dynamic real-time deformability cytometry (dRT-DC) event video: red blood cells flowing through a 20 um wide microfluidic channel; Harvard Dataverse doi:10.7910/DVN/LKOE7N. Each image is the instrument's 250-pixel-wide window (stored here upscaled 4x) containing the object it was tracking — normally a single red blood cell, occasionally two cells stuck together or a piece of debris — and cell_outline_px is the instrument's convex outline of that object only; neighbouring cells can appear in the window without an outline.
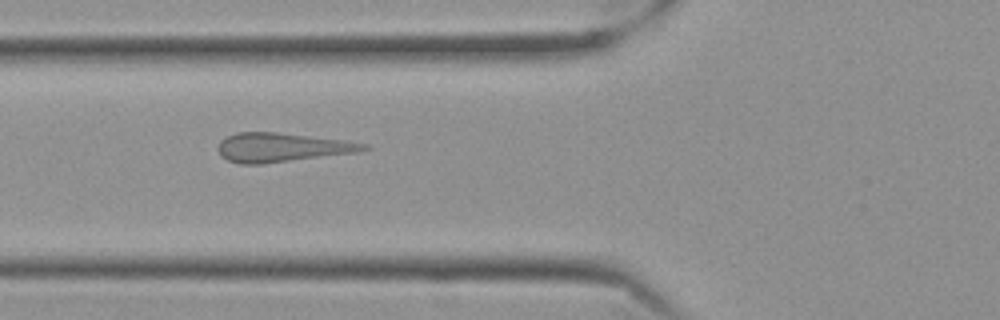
{"species": "Egyptian fruit bat (a non-hibernating species)", "species_latin": "Rousettus aegyptiacus", "temperature_condition": "cold", "stored_images_in_passage": 40, "camera_frame_rate_fps": 3000, "um_per_image_px": 0.085, "frame": {"image": 1, "passage_image": 5, "time_ms": 1.333, "image_size_px": [1000, 320], "cell_outline_px": [[372, 148], [356, 152], [264, 164], [240, 164], [228, 160], [220, 156], [216, 148], [220, 140], [236, 132], [276, 132], [348, 140], [368, 144]], "centroid_in_image_um": [23.94, 12.53], "position_along_channel_um": 101.9, "area_um2": 24.85}}
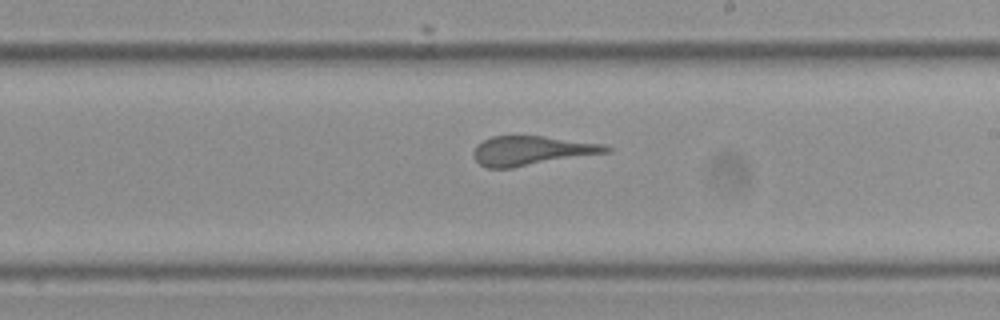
{"frame": {"image": 2, "passage_image": 17, "time_ms": 5.333, "image_size_px": [1000, 320], "cell_outline_px": [[612, 152], [512, 168], [488, 168], [480, 164], [476, 160], [476, 144], [492, 136], [544, 136], [604, 144], [612, 148]], "centroid_in_image_um": [45.26, 12.81], "position_along_channel_um": 243.7, "area_um2": 22.6}}
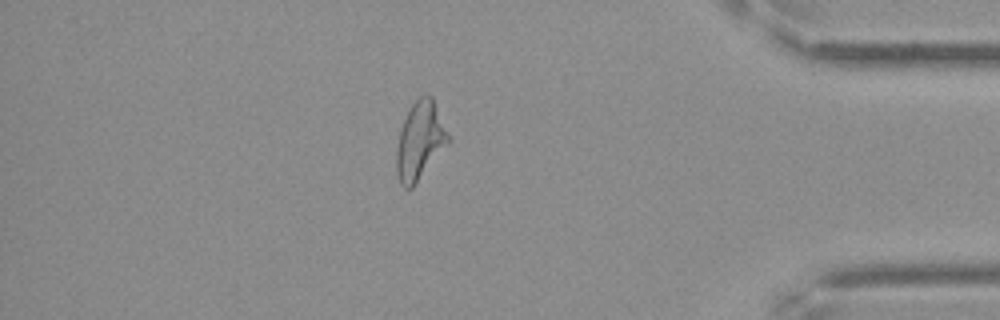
{"frame": {"image": 3, "passage_image": 33, "time_ms": 10.667, "image_size_px": [1000, 320], "cell_outline_px": [[452, 140], [412, 188], [404, 188], [400, 184], [396, 172], [396, 148], [400, 128], [408, 108], [424, 92], [432, 96]], "centroid_in_image_um": [35.7, 11.94], "position_along_channel_um": 399.5, "area_um2": 23.93}}